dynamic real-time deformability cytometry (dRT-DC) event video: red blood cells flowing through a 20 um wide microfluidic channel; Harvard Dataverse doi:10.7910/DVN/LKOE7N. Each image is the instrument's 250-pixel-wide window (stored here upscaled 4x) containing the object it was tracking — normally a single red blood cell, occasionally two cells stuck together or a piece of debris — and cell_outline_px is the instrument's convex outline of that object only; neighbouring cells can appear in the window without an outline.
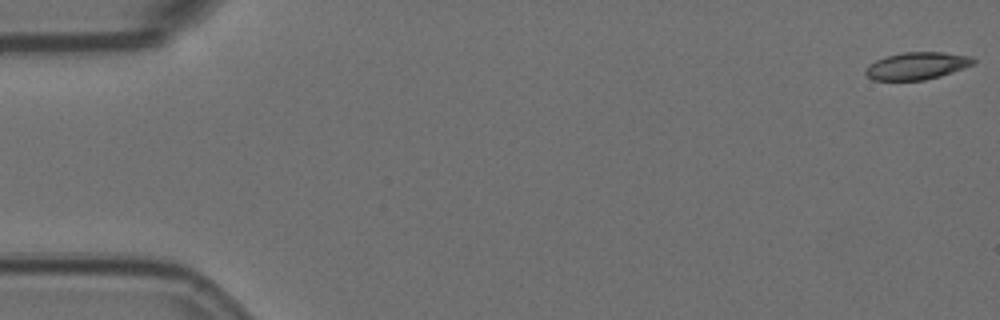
{"species": "Egyptian fruit bat (a non-hibernating species)", "species_latin": "Rousettus aegyptiacus", "temperature_condition": "room temperature", "stored_images_in_passage": 57, "camera_frame_rate_fps": 3000, "um_per_image_px": 0.085, "animal": {"sex": "female"}, "frame": {"image": 1, "passage_image": 1, "time_ms": 0.0, "image_size_px": [1000, 320], "cell_outline_px": [[976, 64], [940, 76], [924, 80], [872, 80], [864, 72], [876, 60], [884, 56], [904, 52], [944, 52], [972, 56], [976, 60]], "centroid_in_image_um": [77.99, 5.59], "position_along_channel_um": 7.0, "area_um2": 17.17}}
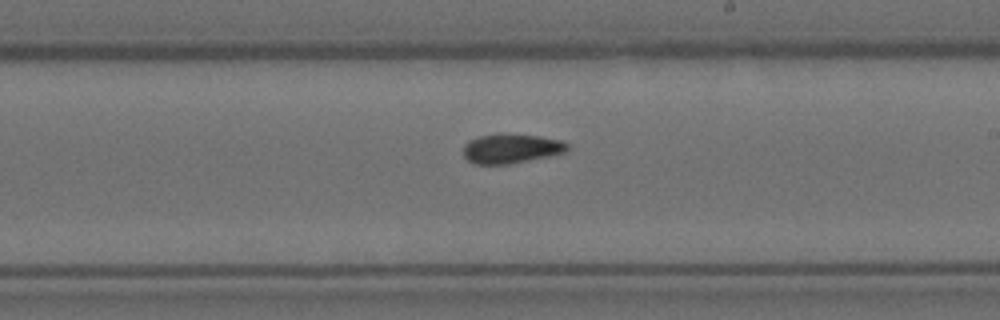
{"frame": {"image": 2, "passage_image": 33, "time_ms": 10.667, "image_size_px": [1000, 320], "cell_outline_px": [[568, 148], [564, 152], [552, 156], [508, 164], [476, 164], [468, 160], [464, 156], [464, 144], [468, 140], [480, 136], [496, 132], [500, 132], [540, 136], [560, 140], [568, 144]], "centroid_in_image_um": [43.43, 12.6], "position_along_channel_um": 245.6, "area_um2": 18.15}}
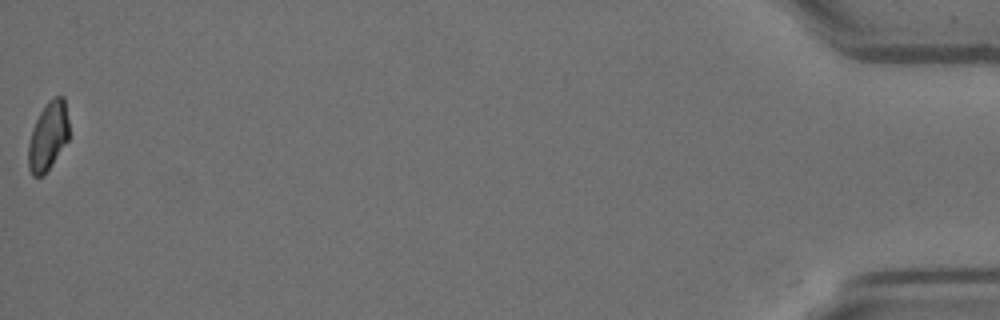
{"frame": {"image": 3, "passage_image": 57, "time_ms": 18.667, "image_size_px": [1000, 320], "cell_outline_px": [[68, 140], [52, 164], [40, 176], [32, 176], [28, 168], [28, 144], [32, 128], [40, 112], [48, 100], [56, 96], [64, 96], [68, 120]], "centroid_in_image_um": [4.08, 11.55], "position_along_channel_um": 431.1, "area_um2": 16.13}, "authors_computed_cell_mechanics": {"area_um2": 17.6868, "velocity_mm_per_s": 3.577, "shape_relaxation_time_tau1_ms": null, "shape_relaxation_time_tau2_ms": 3.6962, "deformation_change_tau1": null, "deformation_change_tau2": 0.074}}